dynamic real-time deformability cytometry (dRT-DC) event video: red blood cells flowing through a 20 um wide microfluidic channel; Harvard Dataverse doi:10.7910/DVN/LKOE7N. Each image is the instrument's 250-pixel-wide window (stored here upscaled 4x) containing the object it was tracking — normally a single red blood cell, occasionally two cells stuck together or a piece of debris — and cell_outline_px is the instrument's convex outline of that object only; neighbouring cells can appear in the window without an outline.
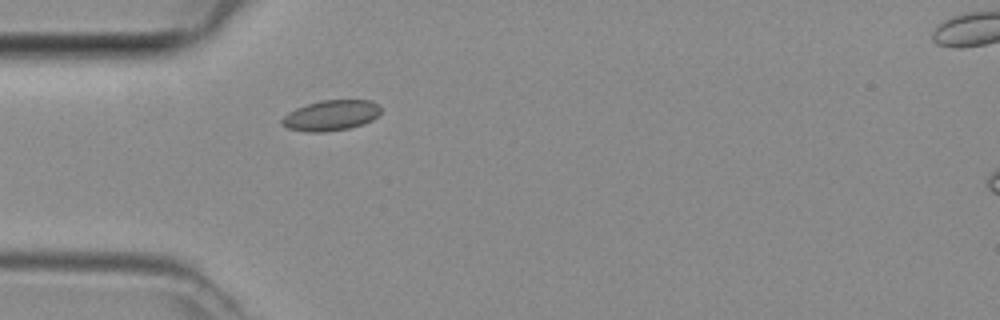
{"species": "common noctule bat (a hibernating species)", "species_latin": "Nyctalus noctula", "temperature_condition": "room temperature", "stored_images_in_passage": 5, "camera_frame_rate_fps": 3000, "um_per_image_px": 0.085, "animal": {"sex": "female", "body_mass_g": 29.2, "forearm_length_mm": 56.3}, "frame": {"image": 1, "passage_image": 4, "time_ms": 1.0, "image_size_px": [1000, 320], "cell_outline_px": [[380, 112], [372, 120], [364, 124], [348, 128], [324, 132], [308, 132], [288, 128], [280, 124], [280, 120], [288, 112], [296, 108], [320, 100], [372, 100], [380, 104]], "centroid_in_image_um": [28.13, 9.8], "position_along_channel_um": 56.9, "area_um2": 17.63}}